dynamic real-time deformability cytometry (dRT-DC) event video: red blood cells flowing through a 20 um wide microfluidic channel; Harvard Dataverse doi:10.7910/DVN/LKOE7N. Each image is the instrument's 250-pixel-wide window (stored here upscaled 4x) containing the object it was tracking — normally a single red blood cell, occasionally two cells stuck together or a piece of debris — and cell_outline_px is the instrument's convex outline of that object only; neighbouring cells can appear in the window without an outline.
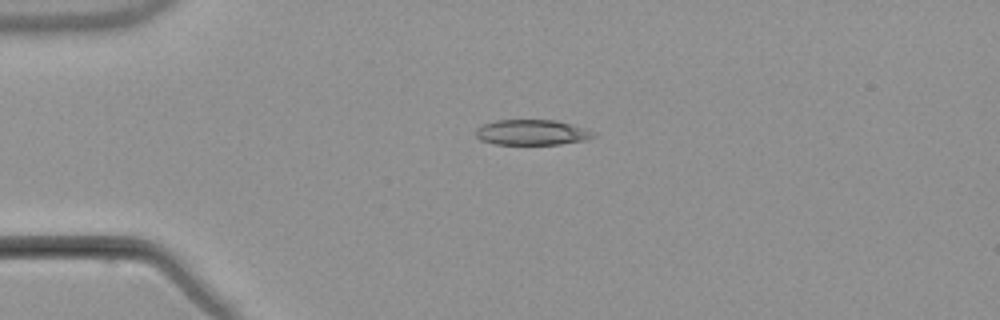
{"species": "common noctule bat (a hibernating species)", "species_latin": "Nyctalus noctula", "temperature_condition": "warm", "stored_images_in_passage": 5, "camera_frame_rate_fps": 3000, "um_per_image_px": 0.085, "animal": {"sex": "male", "body_mass_g": 21.5, "forearm_length_mm": 52.0}, "frame": {"image": 1, "passage_image": 3, "time_ms": 2.333, "image_size_px": [1000, 320], "cell_outline_px": [[596, 136], [588, 140], [560, 144], [496, 144], [480, 140], [476, 136], [476, 128], [484, 124], [496, 120], [556, 120], [596, 132]], "centroid_in_image_um": [45.23, 11.26], "position_along_channel_um": 39.8, "area_um2": 17.4}}
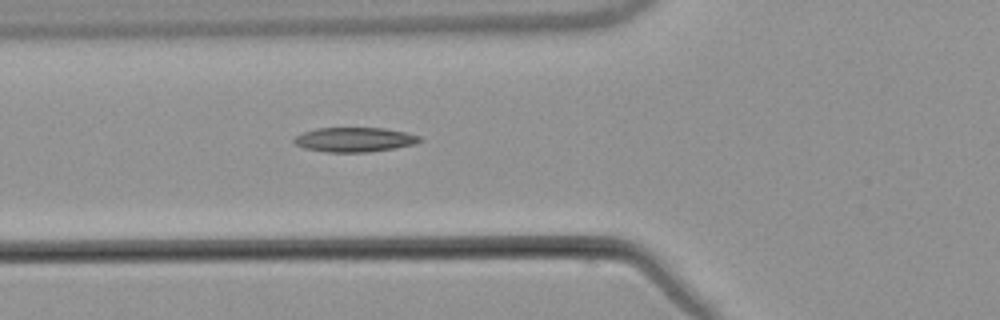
{"frame": {"image": 2, "passage_image": 5, "time_ms": 4.667, "image_size_px": [1000, 320], "cell_outline_px": [[424, 140], [416, 144], [396, 148], [368, 152], [324, 152], [304, 148], [296, 144], [292, 140], [296, 136], [304, 132], [316, 128], [384, 128], [404, 132], [420, 136]], "centroid_in_image_um": [30.16, 11.87], "position_along_channel_um": 95.6, "area_um2": 18.03}}